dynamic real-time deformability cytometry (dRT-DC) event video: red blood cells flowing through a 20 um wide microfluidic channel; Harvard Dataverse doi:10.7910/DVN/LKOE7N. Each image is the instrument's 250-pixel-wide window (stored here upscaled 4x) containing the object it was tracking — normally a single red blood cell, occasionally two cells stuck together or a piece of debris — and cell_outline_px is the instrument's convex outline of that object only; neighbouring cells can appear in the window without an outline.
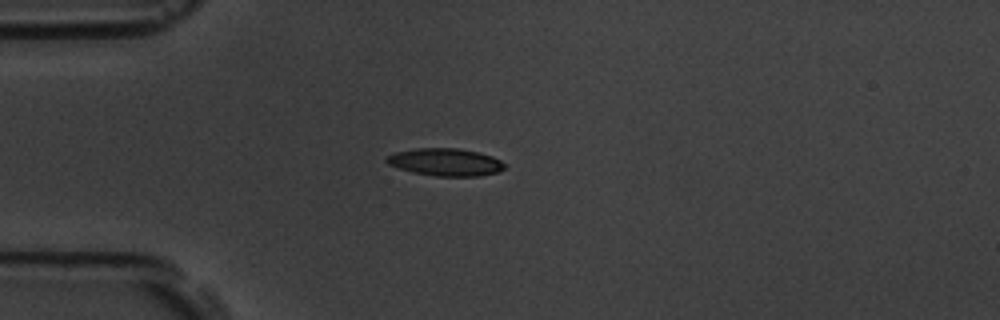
{"species": "common noctule bat (a hibernating species)", "species_latin": "Nyctalus noctula", "temperature_condition": "room temperature", "stored_images_in_passage": 5, "camera_frame_rate_fps": 3000, "um_per_image_px": 0.085, "animal": {"sex": "male", "body_mass_g": 19.5, "forearm_length_mm": 54.6}, "frame": {"image": 1, "passage_image": 3, "time_ms": 3.333, "image_size_px": [1000, 320], "cell_outline_px": [[504, 168], [496, 172], [480, 176], [436, 176], [412, 172], [388, 164], [384, 160], [384, 156], [396, 152], [416, 148], [456, 148], [476, 152], [492, 156], [500, 160], [504, 164]], "centroid_in_image_um": [37.81, 13.78], "position_along_channel_um": 47.2, "area_um2": 18.79}}
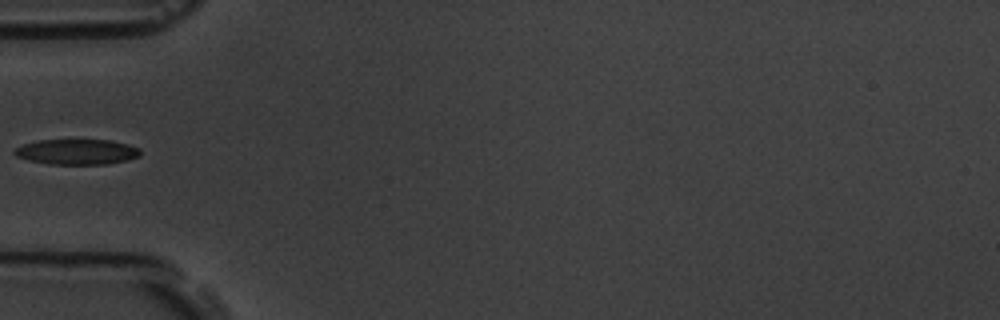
{"frame": {"image": 2, "passage_image": 4, "time_ms": 4.667, "image_size_px": [1000, 320], "cell_outline_px": [[140, 156], [128, 160], [108, 164], [48, 164], [28, 160], [16, 156], [12, 152], [16, 148], [24, 144], [36, 140], [108, 140], [128, 144], [140, 148]], "centroid_in_image_um": [6.54, 12.91], "position_along_channel_um": 78.5, "area_um2": 18.67}}
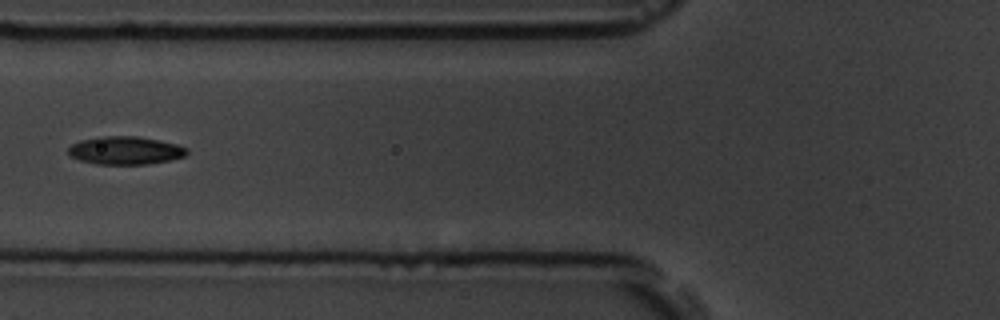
{"frame": {"image": 3, "passage_image": 5, "time_ms": 5.667, "image_size_px": [1000, 320], "cell_outline_px": [[188, 152], [184, 156], [168, 160], [148, 164], [96, 164], [80, 160], [68, 156], [68, 148], [72, 144], [80, 140], [96, 136], [136, 136], [176, 144], [188, 148]], "centroid_in_image_um": [10.6, 12.78], "position_along_channel_um": 115.2, "area_um2": 19.36}}